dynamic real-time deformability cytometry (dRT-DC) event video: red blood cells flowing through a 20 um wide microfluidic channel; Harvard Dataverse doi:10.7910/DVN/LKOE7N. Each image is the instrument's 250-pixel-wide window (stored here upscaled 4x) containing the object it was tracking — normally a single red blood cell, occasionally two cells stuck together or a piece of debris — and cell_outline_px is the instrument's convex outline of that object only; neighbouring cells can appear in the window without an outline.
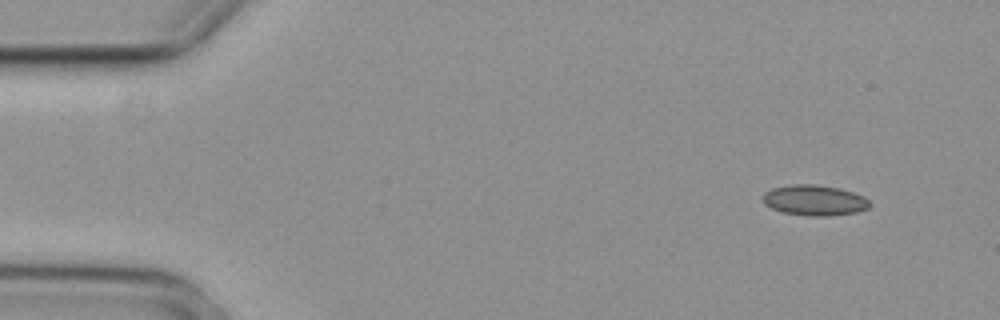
{"species": "common noctule bat (a hibernating species)", "species_latin": "Nyctalus noctula", "temperature_condition": "cold", "stored_images_in_passage": 4, "camera_frame_rate_fps": 3000, "um_per_image_px": 0.085, "animal": {"sex": "female", "body_mass_g": 29.2, "forearm_length_mm": 56.3}, "frame": {"image": 1, "passage_image": 1, "time_ms": 0.0, "image_size_px": [1000, 320], "cell_outline_px": [[872, 204], [868, 208], [856, 212], [828, 216], [808, 216], [784, 212], [772, 208], [764, 204], [764, 192], [772, 188], [792, 184], [816, 184], [840, 188], [864, 196]], "centroid_in_image_um": [69.25, 17.01], "position_along_channel_um": 15.8, "area_um2": 19.02}}
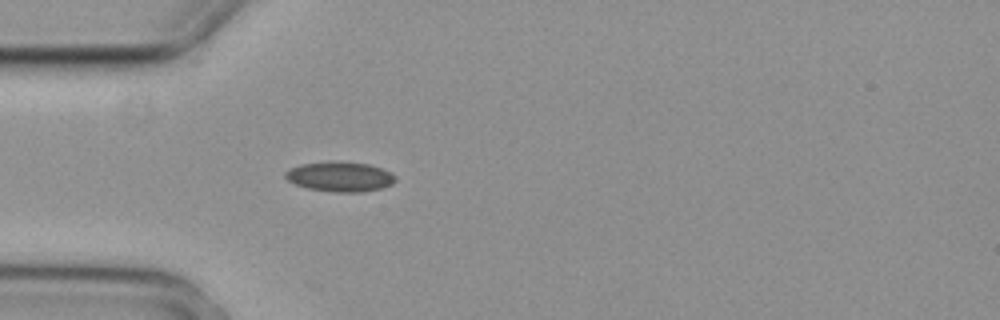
{"frame": {"image": 2, "passage_image": 4, "time_ms": 1.0, "image_size_px": [1000, 320], "cell_outline_px": [[396, 180], [392, 184], [380, 188], [360, 192], [336, 192], [308, 188], [296, 184], [288, 180], [284, 176], [284, 172], [300, 164], [368, 164], [392, 172], [396, 176]], "centroid_in_image_um": [28.93, 15.06], "position_along_channel_um": 56.1, "area_um2": 18.21}}